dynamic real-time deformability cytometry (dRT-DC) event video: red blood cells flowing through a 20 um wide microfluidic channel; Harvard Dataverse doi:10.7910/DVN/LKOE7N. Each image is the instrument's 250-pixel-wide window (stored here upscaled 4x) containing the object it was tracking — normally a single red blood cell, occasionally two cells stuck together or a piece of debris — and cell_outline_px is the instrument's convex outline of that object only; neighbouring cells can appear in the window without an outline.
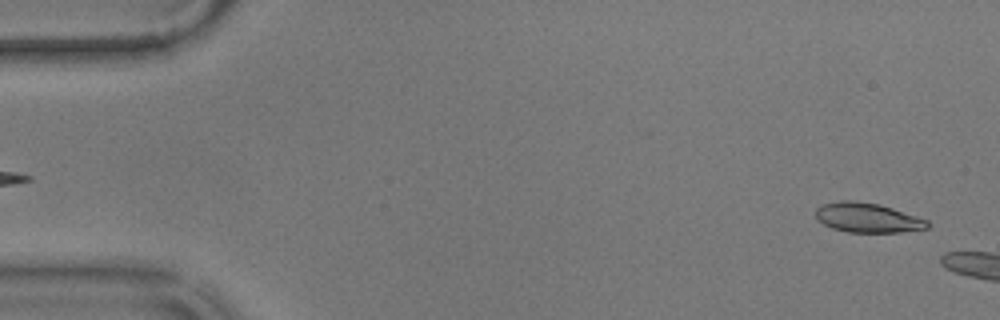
{"species": "common noctule bat (a hibernating species)", "species_latin": "Nyctalus noctula", "temperature_condition": "warm", "stored_images_in_passage": 6, "camera_frame_rate_fps": 3000, "um_per_image_px": 0.085, "animal": {"sex": "male", "body_mass_g": 17.9}, "frame": {"image": 1, "passage_image": 2, "time_ms": 0.333, "image_size_px": [1000, 320], "cell_outline_px": [[932, 224], [928, 228], [900, 232], [848, 232], [832, 228], [816, 220], [816, 208], [820, 204], [840, 200], [856, 200], [880, 204], [928, 220]], "centroid_in_image_um": [73.72, 18.49], "position_along_channel_um": 11.3, "area_um2": 19.48}}